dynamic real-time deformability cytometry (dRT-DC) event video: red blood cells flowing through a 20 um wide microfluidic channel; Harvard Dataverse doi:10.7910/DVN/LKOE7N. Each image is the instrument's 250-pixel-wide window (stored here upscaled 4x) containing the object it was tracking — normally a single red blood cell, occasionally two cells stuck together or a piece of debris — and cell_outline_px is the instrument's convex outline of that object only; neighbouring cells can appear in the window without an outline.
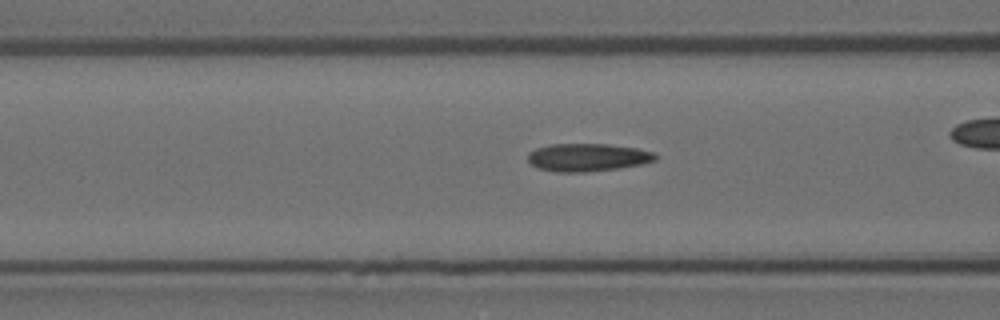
{"species": "Egyptian fruit bat (a non-hibernating species)", "species_latin": "Rousettus aegyptiacus", "temperature_condition": "room temperature", "stored_images_in_passage": 51, "camera_frame_rate_fps": 3000, "um_per_image_px": 0.085, "animal": {"sex": "female"}, "frame": {"image": 1, "passage_image": 15, "time_ms": 4.667, "image_size_px": [1000, 320], "cell_outline_px": [[656, 160], [640, 164], [620, 168], [584, 172], [556, 172], [536, 168], [528, 160], [528, 152], [536, 148], [552, 144], [608, 144], [636, 148], [652, 152], [656, 156]], "centroid_in_image_um": [49.9, 13.38], "position_along_channel_um": 116.7, "area_um2": 20.63}}
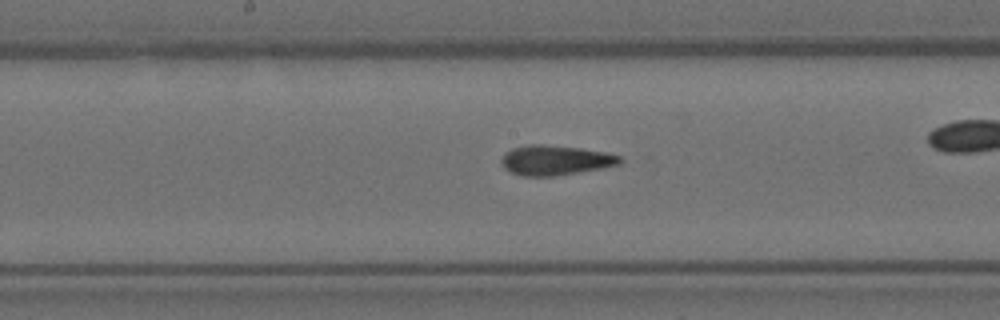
{"frame": {"image": 2, "passage_image": 22, "time_ms": 7.0, "image_size_px": [1000, 320], "cell_outline_px": [[624, 160], [620, 164], [600, 168], [552, 176], [524, 176], [508, 172], [500, 164], [500, 160], [504, 152], [512, 148], [528, 144], [544, 144], [580, 148], [604, 152], [620, 156]], "centroid_in_image_um": [47.13, 13.61], "position_along_channel_um": 201.1, "area_um2": 20.69}}
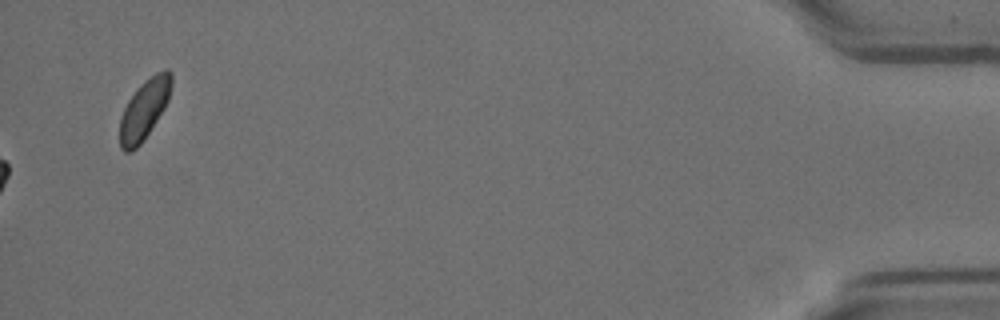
{"frame": {"image": 3, "passage_image": 51, "time_ms": 16.667, "image_size_px": [1000, 320], "cell_outline_px": [[172, 88], [168, 100], [164, 108], [140, 144], [132, 152], [124, 152], [120, 148], [120, 116], [128, 100], [136, 88], [144, 80], [156, 72], [164, 68], [168, 68], [172, 72]], "centroid_in_image_um": [12.27, 9.25], "position_along_channel_um": 422.9, "area_um2": 18.09}, "authors_computed_cell_mechanics": {"area_um2": 20.1144, "velocity_mm_per_s": 3.5927, "shape_relaxation_time_tau1_ms": 6.8281, "shape_relaxation_time_tau2_ms": 1.815, "deformation_change_tau1": 0.2014, "deformation_change_tau2": 0.1102}}